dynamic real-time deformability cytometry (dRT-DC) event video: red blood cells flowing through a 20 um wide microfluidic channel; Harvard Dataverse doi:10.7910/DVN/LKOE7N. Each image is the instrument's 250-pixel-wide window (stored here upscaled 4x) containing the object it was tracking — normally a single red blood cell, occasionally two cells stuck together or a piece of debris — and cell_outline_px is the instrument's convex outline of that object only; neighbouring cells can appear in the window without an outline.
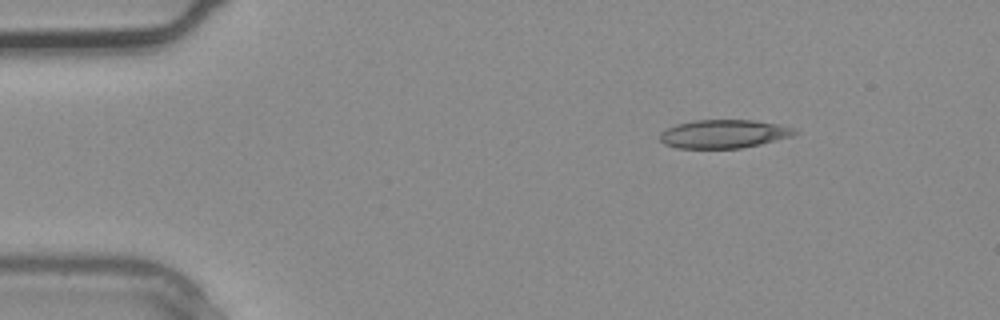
{"species": "common noctule bat (a hibernating species)", "species_latin": "Nyctalus noctula", "temperature_condition": "warm", "stored_images_in_passage": 3, "camera_frame_rate_fps": 3000, "um_per_image_px": 0.085, "animal": {"sex": "male", "body_mass_g": 20.4}, "frame": {"image": 1, "passage_image": 2, "time_ms": 0.333, "image_size_px": [1000, 320], "cell_outline_px": [[800, 132], [792, 136], [760, 144], [740, 148], [676, 148], [664, 144], [660, 140], [660, 132], [676, 124], [696, 120], [752, 120], [780, 124], [796, 128]], "centroid_in_image_um": [61.55, 11.38], "position_along_channel_um": 23.5, "area_um2": 22.43}}